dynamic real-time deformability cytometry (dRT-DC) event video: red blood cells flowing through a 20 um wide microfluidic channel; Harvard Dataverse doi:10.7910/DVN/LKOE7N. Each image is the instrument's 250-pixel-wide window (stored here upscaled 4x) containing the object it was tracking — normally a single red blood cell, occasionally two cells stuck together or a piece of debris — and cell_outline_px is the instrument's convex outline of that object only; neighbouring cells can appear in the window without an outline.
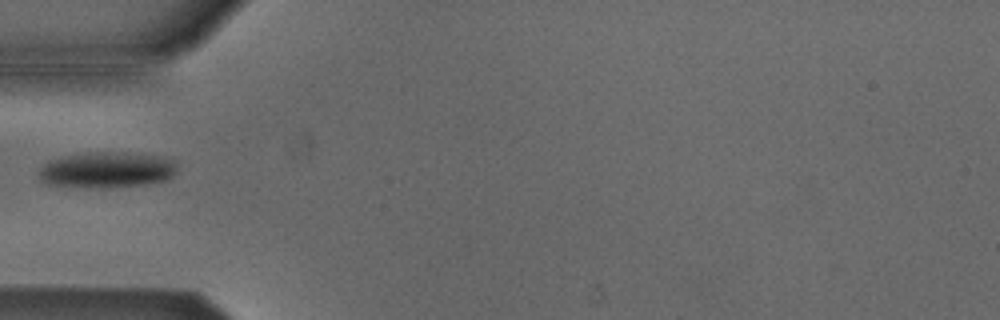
{"species": "Egyptian fruit bat (a non-hibernating species)", "species_latin": "Rousettus aegyptiacus", "temperature_condition": "cold", "stored_images_in_passage": 14, "camera_frame_rate_fps": 3000, "um_per_image_px": 0.085, "animal": {"sex": "male"}, "frame": {"image": 1, "passage_image": 1, "time_ms": 0.0, "image_size_px": [1000, 320], "cell_outline_px": [[176, 172], [172, 176], [164, 180], [144, 184], [88, 188], [48, 184], [40, 180], [36, 172], [48, 160], [60, 156], [88, 152], [124, 152], [164, 156], [176, 160]], "centroid_in_image_um": [9.04, 14.41], "position_along_channel_um": 76.0, "area_um2": 29.25}}
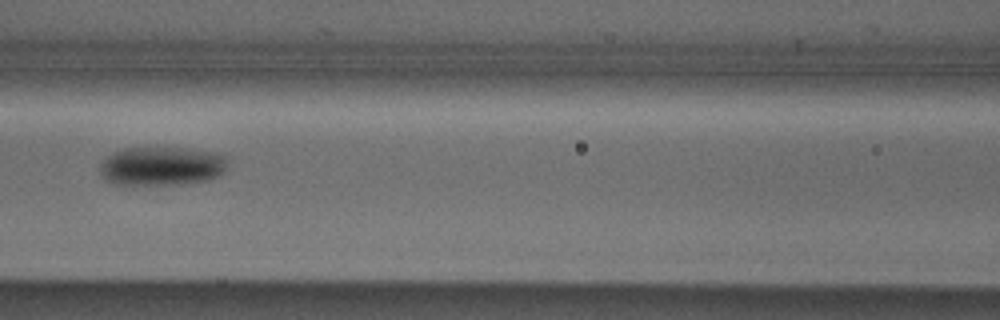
{"frame": {"image": 2, "passage_image": 7, "time_ms": 2.0, "image_size_px": [1000, 320], "cell_outline_px": [[228, 164], [224, 172], [220, 176], [208, 180], [180, 184], [112, 184], [104, 176], [100, 168], [100, 164], [108, 156], [124, 148], [188, 148], [212, 152], [224, 156], [228, 160]], "centroid_in_image_um": [13.8, 14.12], "position_along_channel_um": 152.8, "area_um2": 28.73}}
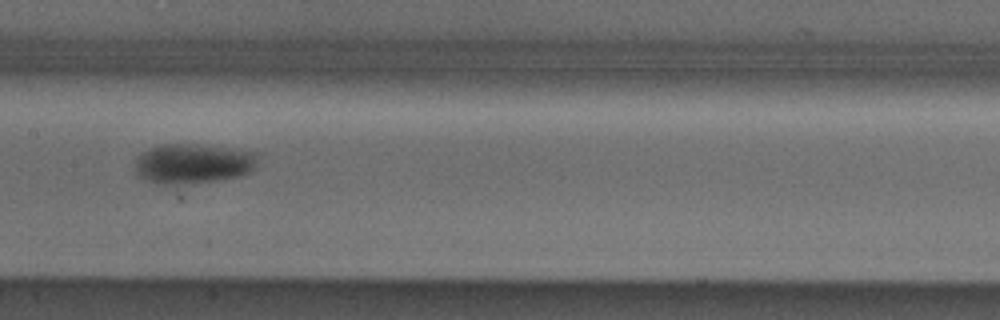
{"frame": {"image": 3, "passage_image": 10, "time_ms": 3.0, "image_size_px": [1000, 320], "cell_outline_px": [[260, 152], [256, 168], [252, 172], [240, 176], [212, 180], [164, 184], [140, 176], [136, 172], [136, 160], [140, 152], [148, 148], [160, 144], [196, 144]], "centroid_in_image_um": [16.48, 13.86], "position_along_channel_um": 190.9, "area_um2": 28.26}}